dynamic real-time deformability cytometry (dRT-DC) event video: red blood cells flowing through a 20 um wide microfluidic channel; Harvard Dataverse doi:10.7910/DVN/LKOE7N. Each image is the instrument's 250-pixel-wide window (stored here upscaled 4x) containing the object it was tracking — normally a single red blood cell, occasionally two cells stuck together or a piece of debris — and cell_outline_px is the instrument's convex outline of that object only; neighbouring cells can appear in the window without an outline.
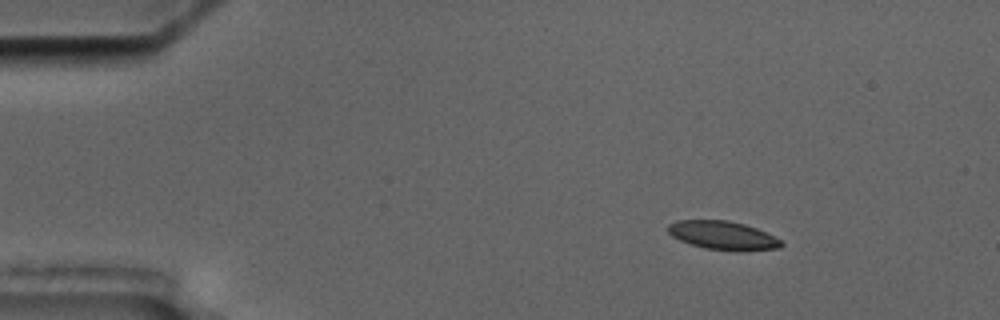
{"species": "common noctule bat (a hibernating species)", "species_latin": "Nyctalus noctula", "temperature_condition": "cold", "stored_images_in_passage": 7, "camera_frame_rate_fps": 3000, "um_per_image_px": 0.085, "animal": {"sex": "male", "body_mass_g": 17.5, "forearm_length_mm": 52.3}, "frame": {"image": 1, "passage_image": 2, "time_ms": 1.333, "image_size_px": [1000, 320], "cell_outline_px": [[784, 244], [780, 248], [740, 252], [736, 252], [704, 248], [680, 240], [672, 236], [668, 232], [668, 224], [676, 220], [728, 220], [744, 224], [756, 228], [780, 240]], "centroid_in_image_um": [61.44, 20.02], "position_along_channel_um": 23.6, "area_um2": 18.96}}
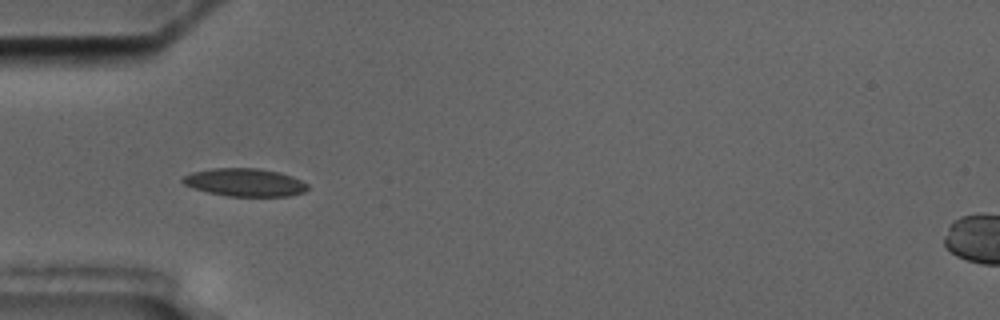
{"frame": {"image": 2, "passage_image": 4, "time_ms": 4.667, "image_size_px": [1000, 320], "cell_outline_px": [[308, 188], [304, 192], [288, 196], [228, 196], [208, 192], [192, 188], [184, 184], [180, 180], [184, 176], [192, 172], [212, 168], [256, 168], [280, 172], [292, 176], [308, 184]], "centroid_in_image_um": [20.8, 15.5], "position_along_channel_um": 64.2, "area_um2": 20.35}}
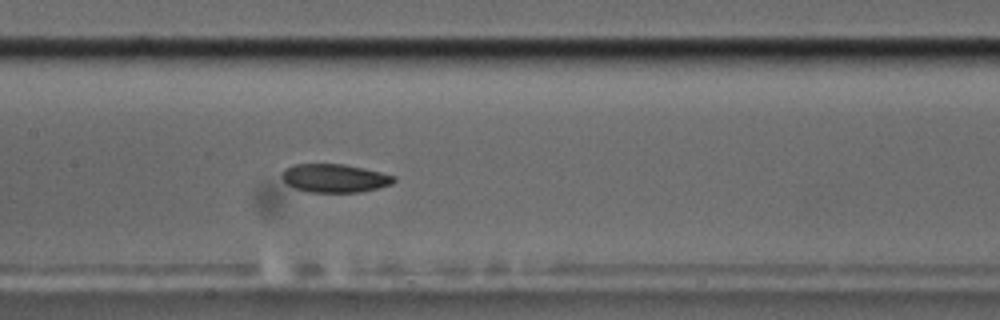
{"frame": {"image": 3, "passage_image": 7, "time_ms": 8.0, "image_size_px": [1000, 320], "cell_outline_px": [[396, 180], [392, 184], [380, 188], [360, 192], [308, 192], [296, 188], [288, 184], [280, 176], [284, 168], [292, 164], [344, 164], [364, 168], [396, 176]], "centroid_in_image_um": [28.45, 15.14], "position_along_channel_um": 178.9, "area_um2": 18.67}}